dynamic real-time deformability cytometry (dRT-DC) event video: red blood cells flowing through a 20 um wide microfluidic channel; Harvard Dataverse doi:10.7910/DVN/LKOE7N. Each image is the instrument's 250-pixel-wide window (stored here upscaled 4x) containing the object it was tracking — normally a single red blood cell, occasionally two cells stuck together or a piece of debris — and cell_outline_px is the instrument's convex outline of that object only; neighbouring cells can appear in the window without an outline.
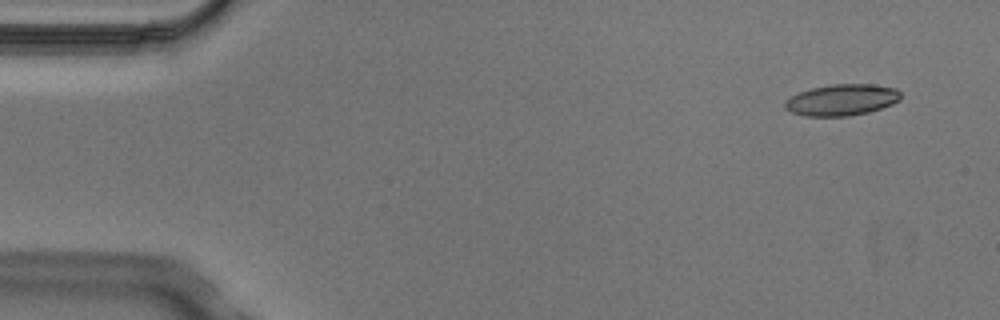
{"species": "Egyptian fruit bat (a non-hibernating species)", "species_latin": "Rousettus aegyptiacus", "temperature_condition": "cold", "stored_images_in_passage": 4, "camera_frame_rate_fps": 3000, "um_per_image_px": 0.085, "animal": {"sex": "male"}, "frame": {"image": 1, "passage_image": 1, "time_ms": 0.0, "image_size_px": [1000, 320], "cell_outline_px": [[900, 100], [892, 104], [868, 112], [848, 116], [804, 116], [792, 112], [784, 108], [784, 100], [800, 92], [812, 88], [832, 84], [872, 84], [896, 88], [900, 92]], "centroid_in_image_um": [71.54, 8.49], "position_along_channel_um": 13.5, "area_um2": 21.1}}
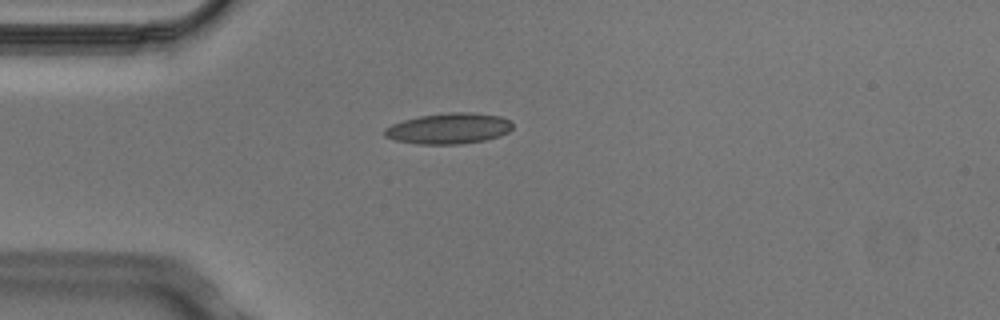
{"frame": {"image": 2, "passage_image": 4, "time_ms": 1.0, "image_size_px": [1000, 320], "cell_outline_px": [[512, 128], [508, 132], [500, 136], [484, 140], [460, 144], [416, 144], [396, 140], [384, 136], [384, 128], [392, 124], [404, 120], [420, 116], [448, 112], [472, 112], [500, 116], [512, 120]], "centroid_in_image_um": [38.16, 10.91], "position_along_channel_um": 46.8, "area_um2": 23.06}}